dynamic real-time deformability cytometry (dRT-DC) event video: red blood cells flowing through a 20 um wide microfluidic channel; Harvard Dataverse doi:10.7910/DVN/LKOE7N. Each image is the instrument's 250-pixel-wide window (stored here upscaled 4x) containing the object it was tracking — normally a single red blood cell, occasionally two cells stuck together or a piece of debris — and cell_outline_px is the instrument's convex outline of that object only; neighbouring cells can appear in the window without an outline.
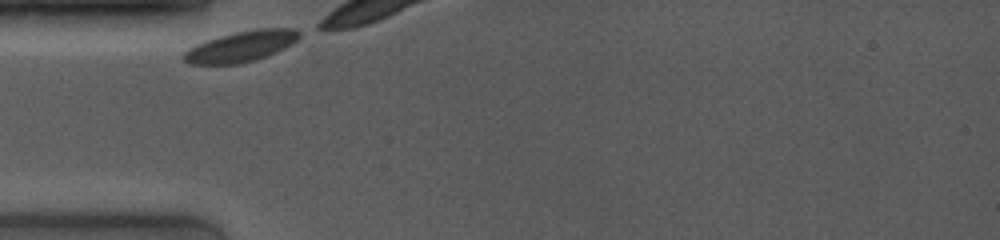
{"species": "common noctule bat (a hibernating species)", "species_latin": "Nyctalus noctula", "temperature_condition": "room temperature", "stored_images_in_passage": 5, "camera_frame_rate_fps": 4000, "um_per_image_px": 0.085, "animal": {"sex": "female", "body_mass_g": 19.0, "forearm_length_mm": 53.3}, "frame": {"image": 1, "passage_image": 1, "time_ms": 0.0, "image_size_px": [1000, 240], "cell_outline_px": [[300, 36], [296, 40], [284, 48], [264, 56], [240, 64], [192, 64], [184, 60], [180, 56], [188, 48], [196, 44], [220, 36], [236, 32], [256, 28], [296, 28], [300, 32]], "centroid_in_image_um": [20.46, 3.93], "position_along_channel_um": 64.5, "area_um2": 20.46}}